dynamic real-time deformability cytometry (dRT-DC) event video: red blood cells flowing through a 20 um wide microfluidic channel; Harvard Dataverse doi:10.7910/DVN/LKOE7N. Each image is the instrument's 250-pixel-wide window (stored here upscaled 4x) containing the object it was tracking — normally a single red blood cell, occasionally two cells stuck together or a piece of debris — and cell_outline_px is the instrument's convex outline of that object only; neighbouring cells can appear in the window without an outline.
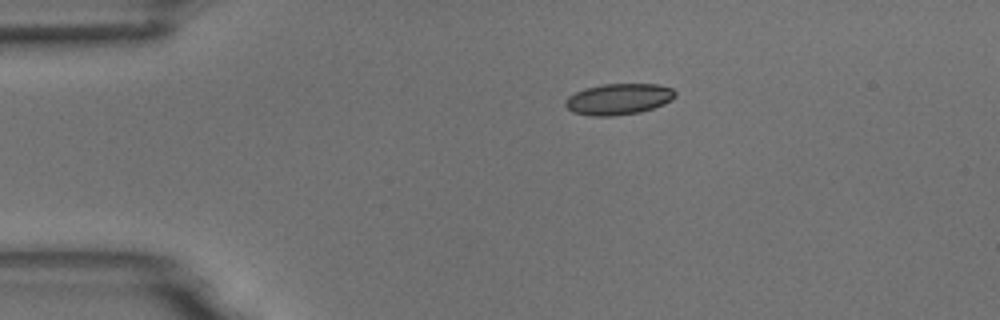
{"species": "common noctule bat (a hibernating species)", "species_latin": "Nyctalus noctula", "temperature_condition": "room temperature", "stored_images_in_passage": 3, "camera_frame_rate_fps": 3000, "um_per_image_px": 0.085, "animal": {"sex": "male", "body_mass_g": 18.8}, "frame": {"image": 1, "passage_image": 1, "time_ms": 0.0, "image_size_px": [1000, 320], "cell_outline_px": [[676, 96], [672, 100], [664, 104], [640, 112], [612, 116], [592, 116], [572, 112], [564, 104], [564, 100], [568, 96], [584, 88], [604, 84], [660, 84], [672, 88], [676, 92]], "centroid_in_image_um": [52.58, 8.42], "position_along_channel_um": 32.4, "area_um2": 20.06}}